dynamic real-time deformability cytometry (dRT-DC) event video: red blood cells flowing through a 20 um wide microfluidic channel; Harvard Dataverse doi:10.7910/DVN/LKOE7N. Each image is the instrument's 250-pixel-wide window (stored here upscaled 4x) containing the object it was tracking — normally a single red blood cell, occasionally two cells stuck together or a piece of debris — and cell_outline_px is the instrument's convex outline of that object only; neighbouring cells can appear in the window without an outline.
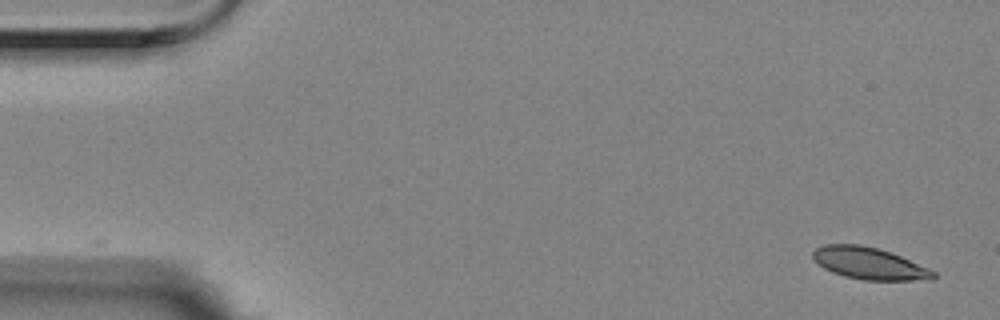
{"species": "Egyptian fruit bat (a non-hibernating species)", "species_latin": "Rousettus aegyptiacus", "temperature_condition": "room temperature", "stored_images_in_passage": 6, "segment_of_instrument_passage": [2, 2], "camera_frame_rate_fps": 3000, "um_per_image_px": 0.085, "animal": {"sex": "female"}, "frame": {"image": 1, "passage_image": 6, "time_ms": 1.667, "image_size_px": [1000, 320], "cell_outline_px": [[936, 276], [932, 280], [864, 280], [844, 276], [832, 272], [824, 268], [812, 256], [812, 252], [816, 248], [824, 244], [860, 244], [876, 248], [900, 256], [928, 268], [936, 272]], "centroid_in_image_um": [73.89, 22.39], "position_along_channel_um": 11.1, "area_um2": 22.2}}